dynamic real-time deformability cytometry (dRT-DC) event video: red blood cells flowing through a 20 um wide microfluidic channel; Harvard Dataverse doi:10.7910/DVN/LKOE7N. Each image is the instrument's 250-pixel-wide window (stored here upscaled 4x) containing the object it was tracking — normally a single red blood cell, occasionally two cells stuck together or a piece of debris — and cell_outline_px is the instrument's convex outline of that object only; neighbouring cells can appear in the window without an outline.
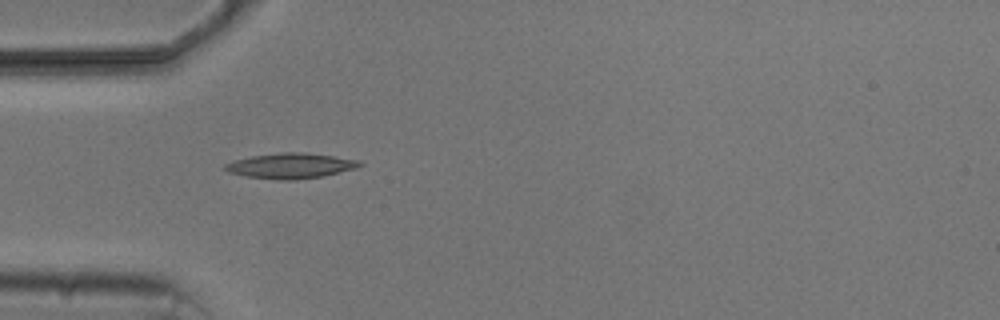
{"species": "common noctule bat (a hibernating species)", "species_latin": "Nyctalus noctula", "temperature_condition": "cold", "stored_images_in_passage": 8, "camera_frame_rate_fps": 3000, "um_per_image_px": 0.085, "animal": {"sex": "male", "body_mass_g": 20.5, "forearm_length_mm": 52.5}, "frame": {"image": 1, "passage_image": 4, "time_ms": 4.0, "image_size_px": [1000, 320], "cell_outline_px": [[364, 164], [356, 168], [324, 176], [292, 180], [280, 180], [248, 176], [228, 172], [224, 168], [224, 164], [236, 160], [252, 156], [280, 152], [300, 152], [332, 156], [360, 160]], "centroid_in_image_um": [24.73, 14.09], "position_along_channel_um": 60.3, "area_um2": 19.65}}
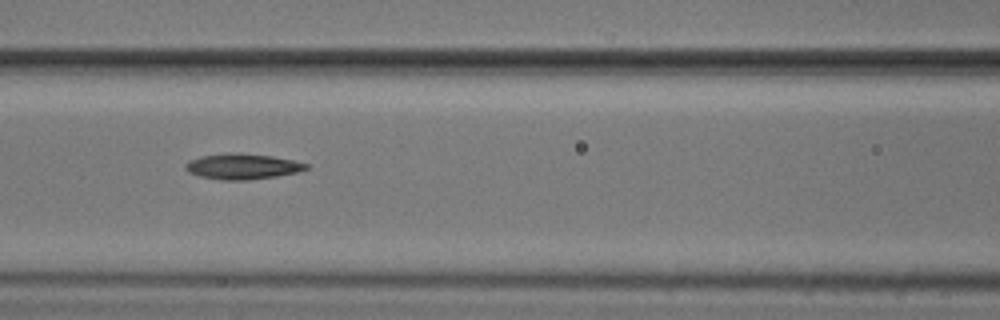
{"frame": {"image": 2, "passage_image": 6, "time_ms": 6.333, "image_size_px": [1000, 320], "cell_outline_px": [[308, 168], [296, 172], [276, 176], [248, 180], [220, 180], [200, 176], [188, 172], [184, 168], [184, 164], [188, 160], [200, 156], [228, 152], [240, 152], [272, 156], [292, 160], [308, 164]], "centroid_in_image_um": [20.54, 14.13], "position_along_channel_um": 146.1, "area_um2": 18.15}}
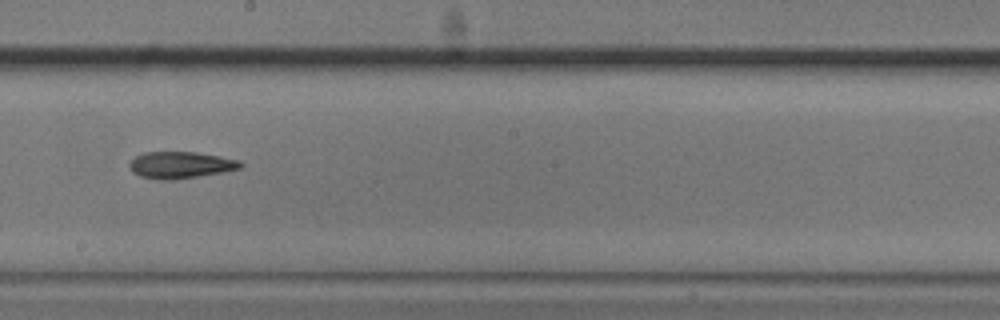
{"frame": {"image": 3, "passage_image": 8, "time_ms": 8.667, "image_size_px": [1000, 320], "cell_outline_px": [[244, 164], [240, 168], [224, 172], [172, 180], [160, 180], [140, 176], [132, 172], [128, 168], [128, 164], [136, 156], [144, 152], [196, 152], [240, 160]], "centroid_in_image_um": [15.33, 14.03], "position_along_channel_um": 232.9, "area_um2": 17.34}}